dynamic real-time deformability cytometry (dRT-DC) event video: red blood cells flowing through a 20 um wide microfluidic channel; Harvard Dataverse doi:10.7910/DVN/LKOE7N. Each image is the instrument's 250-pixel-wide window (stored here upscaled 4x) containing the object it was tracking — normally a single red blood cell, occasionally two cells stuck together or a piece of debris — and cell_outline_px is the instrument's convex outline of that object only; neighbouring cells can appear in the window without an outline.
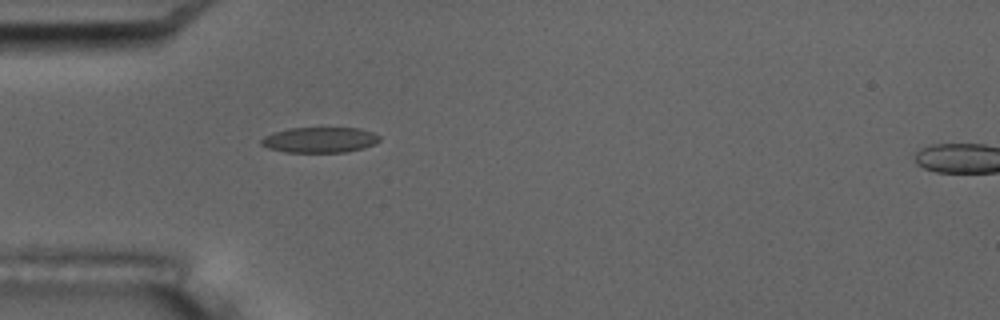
{"species": "common noctule bat (a hibernating species)", "species_latin": "Nyctalus noctula", "temperature_condition": "room temperature", "stored_images_in_passage": 6, "camera_frame_rate_fps": 3000, "um_per_image_px": 0.085, "animal": {"sex": "male", "body_mass_g": 17.5, "forearm_length_mm": 52.3}, "frame": {"image": 1, "passage_image": 5, "time_ms": 4.667, "image_size_px": [1000, 320], "cell_outline_px": [[380, 140], [376, 144], [364, 148], [344, 152], [284, 152], [268, 148], [260, 144], [260, 140], [264, 136], [272, 132], [288, 128], [360, 128], [372, 132], [380, 136]], "centroid_in_image_um": [27.17, 11.89], "position_along_channel_um": 57.8, "area_um2": 17.74}}